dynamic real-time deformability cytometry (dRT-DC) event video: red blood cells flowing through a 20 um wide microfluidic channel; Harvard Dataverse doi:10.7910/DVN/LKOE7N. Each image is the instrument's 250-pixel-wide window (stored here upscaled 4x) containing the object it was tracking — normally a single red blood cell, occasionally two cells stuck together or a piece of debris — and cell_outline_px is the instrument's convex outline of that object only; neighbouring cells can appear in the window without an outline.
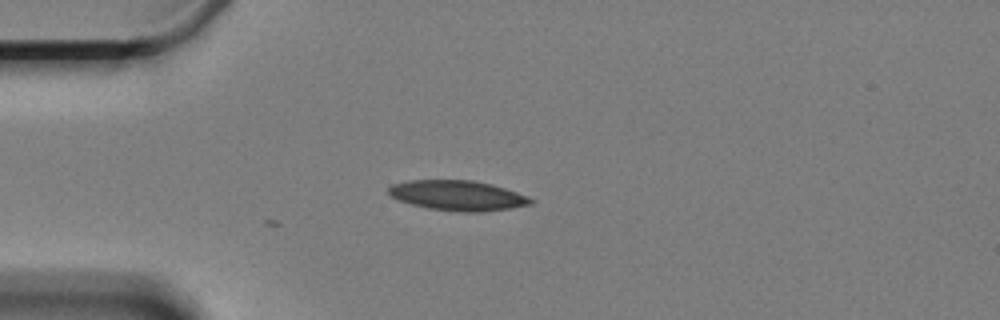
{"species": "Egyptian fruit bat (a non-hibernating species)", "species_latin": "Rousettus aegyptiacus", "temperature_condition": "cold", "stored_images_in_passage": 16, "camera_frame_rate_fps": 3000, "um_per_image_px": 0.085, "animal": {"sex": "female"}, "frame": {"image": 1, "passage_image": 16, "time_ms": 5.0, "image_size_px": [1000, 320], "cell_outline_px": [[536, 200], [532, 204], [512, 208], [484, 212], [464, 212], [428, 208], [412, 204], [400, 200], [392, 196], [388, 192], [388, 188], [392, 184], [408, 180], [472, 180], [492, 184], [528, 196]], "centroid_in_image_um": [38.94, 16.62], "position_along_channel_um": 46.1, "area_um2": 24.91}}